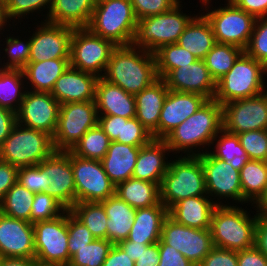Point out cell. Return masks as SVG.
<instances>
[{
  "mask_svg": "<svg viewBox=\"0 0 267 266\" xmlns=\"http://www.w3.org/2000/svg\"><path fill=\"white\" fill-rule=\"evenodd\" d=\"M75 182V204L102 202L115 194V184L105 173L102 162L81 158L70 151Z\"/></svg>",
  "mask_w": 267,
  "mask_h": 266,
  "instance_id": "14",
  "label": "cell"
},
{
  "mask_svg": "<svg viewBox=\"0 0 267 266\" xmlns=\"http://www.w3.org/2000/svg\"><path fill=\"white\" fill-rule=\"evenodd\" d=\"M69 210L91 231L95 239H106L108 217L100 202L76 203Z\"/></svg>",
  "mask_w": 267,
  "mask_h": 266,
  "instance_id": "40",
  "label": "cell"
},
{
  "mask_svg": "<svg viewBox=\"0 0 267 266\" xmlns=\"http://www.w3.org/2000/svg\"><path fill=\"white\" fill-rule=\"evenodd\" d=\"M177 44L202 60L216 44L212 26L201 11L186 26Z\"/></svg>",
  "mask_w": 267,
  "mask_h": 266,
  "instance_id": "33",
  "label": "cell"
},
{
  "mask_svg": "<svg viewBox=\"0 0 267 266\" xmlns=\"http://www.w3.org/2000/svg\"><path fill=\"white\" fill-rule=\"evenodd\" d=\"M48 176L37 166L20 167L17 182L32 193H47Z\"/></svg>",
  "mask_w": 267,
  "mask_h": 266,
  "instance_id": "51",
  "label": "cell"
},
{
  "mask_svg": "<svg viewBox=\"0 0 267 266\" xmlns=\"http://www.w3.org/2000/svg\"><path fill=\"white\" fill-rule=\"evenodd\" d=\"M97 123L95 100L60 105L57 128L52 137L55 151L71 150Z\"/></svg>",
  "mask_w": 267,
  "mask_h": 266,
  "instance_id": "11",
  "label": "cell"
},
{
  "mask_svg": "<svg viewBox=\"0 0 267 266\" xmlns=\"http://www.w3.org/2000/svg\"><path fill=\"white\" fill-rule=\"evenodd\" d=\"M102 78L135 95L158 79L155 55L133 44L118 45Z\"/></svg>",
  "mask_w": 267,
  "mask_h": 266,
  "instance_id": "2",
  "label": "cell"
},
{
  "mask_svg": "<svg viewBox=\"0 0 267 266\" xmlns=\"http://www.w3.org/2000/svg\"><path fill=\"white\" fill-rule=\"evenodd\" d=\"M1 266H39L35 258L4 257Z\"/></svg>",
  "mask_w": 267,
  "mask_h": 266,
  "instance_id": "64",
  "label": "cell"
},
{
  "mask_svg": "<svg viewBox=\"0 0 267 266\" xmlns=\"http://www.w3.org/2000/svg\"><path fill=\"white\" fill-rule=\"evenodd\" d=\"M4 259V256L0 253V266H1V262Z\"/></svg>",
  "mask_w": 267,
  "mask_h": 266,
  "instance_id": "68",
  "label": "cell"
},
{
  "mask_svg": "<svg viewBox=\"0 0 267 266\" xmlns=\"http://www.w3.org/2000/svg\"><path fill=\"white\" fill-rule=\"evenodd\" d=\"M266 90L267 67L244 51L228 73L216 81L213 99L224 105L259 95Z\"/></svg>",
  "mask_w": 267,
  "mask_h": 266,
  "instance_id": "5",
  "label": "cell"
},
{
  "mask_svg": "<svg viewBox=\"0 0 267 266\" xmlns=\"http://www.w3.org/2000/svg\"><path fill=\"white\" fill-rule=\"evenodd\" d=\"M98 77L71 66L56 80L52 96L60 103L95 100Z\"/></svg>",
  "mask_w": 267,
  "mask_h": 266,
  "instance_id": "23",
  "label": "cell"
},
{
  "mask_svg": "<svg viewBox=\"0 0 267 266\" xmlns=\"http://www.w3.org/2000/svg\"><path fill=\"white\" fill-rule=\"evenodd\" d=\"M100 203L108 217L106 239L113 244L127 239L133 226L136 209L115 194Z\"/></svg>",
  "mask_w": 267,
  "mask_h": 266,
  "instance_id": "31",
  "label": "cell"
},
{
  "mask_svg": "<svg viewBox=\"0 0 267 266\" xmlns=\"http://www.w3.org/2000/svg\"><path fill=\"white\" fill-rule=\"evenodd\" d=\"M35 194L16 182L0 203V212L6 216L30 222Z\"/></svg>",
  "mask_w": 267,
  "mask_h": 266,
  "instance_id": "39",
  "label": "cell"
},
{
  "mask_svg": "<svg viewBox=\"0 0 267 266\" xmlns=\"http://www.w3.org/2000/svg\"><path fill=\"white\" fill-rule=\"evenodd\" d=\"M19 28L24 29V30L23 31L19 30V31H21V32H19L16 29V25H12L10 28H8L7 32L3 33L0 36V48H1L0 49V68L23 70L29 61L30 35L27 34V31H28V29L26 30L27 27L24 28L20 25ZM10 29L12 31H13V29H14V31H16V30L17 31L12 32L13 33L12 34L10 32ZM18 32L23 33V34H20L21 35L20 36V35H18L19 34ZM14 33H17V35L15 36ZM24 33H25V36H24ZM22 37H24V38H22ZM1 42H3V43L1 44ZM1 46H3V47H1Z\"/></svg>",
  "mask_w": 267,
  "mask_h": 266,
  "instance_id": "34",
  "label": "cell"
},
{
  "mask_svg": "<svg viewBox=\"0 0 267 266\" xmlns=\"http://www.w3.org/2000/svg\"><path fill=\"white\" fill-rule=\"evenodd\" d=\"M12 26L6 17L4 2L0 0V36Z\"/></svg>",
  "mask_w": 267,
  "mask_h": 266,
  "instance_id": "66",
  "label": "cell"
},
{
  "mask_svg": "<svg viewBox=\"0 0 267 266\" xmlns=\"http://www.w3.org/2000/svg\"><path fill=\"white\" fill-rule=\"evenodd\" d=\"M160 263L158 266H195L177 249L165 244L161 239L158 241Z\"/></svg>",
  "mask_w": 267,
  "mask_h": 266,
  "instance_id": "54",
  "label": "cell"
},
{
  "mask_svg": "<svg viewBox=\"0 0 267 266\" xmlns=\"http://www.w3.org/2000/svg\"><path fill=\"white\" fill-rule=\"evenodd\" d=\"M223 129L231 134L267 130V90L222 105Z\"/></svg>",
  "mask_w": 267,
  "mask_h": 266,
  "instance_id": "17",
  "label": "cell"
},
{
  "mask_svg": "<svg viewBox=\"0 0 267 266\" xmlns=\"http://www.w3.org/2000/svg\"><path fill=\"white\" fill-rule=\"evenodd\" d=\"M265 164L267 165V156H266V159L264 160Z\"/></svg>",
  "mask_w": 267,
  "mask_h": 266,
  "instance_id": "69",
  "label": "cell"
},
{
  "mask_svg": "<svg viewBox=\"0 0 267 266\" xmlns=\"http://www.w3.org/2000/svg\"><path fill=\"white\" fill-rule=\"evenodd\" d=\"M168 87L163 79L158 78L150 86L135 94L136 118L158 139V123Z\"/></svg>",
  "mask_w": 267,
  "mask_h": 266,
  "instance_id": "26",
  "label": "cell"
},
{
  "mask_svg": "<svg viewBox=\"0 0 267 266\" xmlns=\"http://www.w3.org/2000/svg\"><path fill=\"white\" fill-rule=\"evenodd\" d=\"M17 123L16 113L0 107V146L10 135L11 130Z\"/></svg>",
  "mask_w": 267,
  "mask_h": 266,
  "instance_id": "60",
  "label": "cell"
},
{
  "mask_svg": "<svg viewBox=\"0 0 267 266\" xmlns=\"http://www.w3.org/2000/svg\"><path fill=\"white\" fill-rule=\"evenodd\" d=\"M35 259L39 266L68 265V210L52 220L33 224Z\"/></svg>",
  "mask_w": 267,
  "mask_h": 266,
  "instance_id": "10",
  "label": "cell"
},
{
  "mask_svg": "<svg viewBox=\"0 0 267 266\" xmlns=\"http://www.w3.org/2000/svg\"><path fill=\"white\" fill-rule=\"evenodd\" d=\"M95 0H53L46 22L74 28L89 25Z\"/></svg>",
  "mask_w": 267,
  "mask_h": 266,
  "instance_id": "30",
  "label": "cell"
},
{
  "mask_svg": "<svg viewBox=\"0 0 267 266\" xmlns=\"http://www.w3.org/2000/svg\"><path fill=\"white\" fill-rule=\"evenodd\" d=\"M30 31V56L28 62L50 59H70V43L74 27L38 21ZM39 23H37V22ZM37 24V25H36ZM35 30V31H34ZM33 32V33H32Z\"/></svg>",
  "mask_w": 267,
  "mask_h": 266,
  "instance_id": "15",
  "label": "cell"
},
{
  "mask_svg": "<svg viewBox=\"0 0 267 266\" xmlns=\"http://www.w3.org/2000/svg\"><path fill=\"white\" fill-rule=\"evenodd\" d=\"M209 152L216 158L229 162L230 165L241 170L250 160L241 146L239 137L222 129L213 139Z\"/></svg>",
  "mask_w": 267,
  "mask_h": 266,
  "instance_id": "38",
  "label": "cell"
},
{
  "mask_svg": "<svg viewBox=\"0 0 267 266\" xmlns=\"http://www.w3.org/2000/svg\"><path fill=\"white\" fill-rule=\"evenodd\" d=\"M95 103L98 115L136 117L135 96L102 77L96 83Z\"/></svg>",
  "mask_w": 267,
  "mask_h": 266,
  "instance_id": "25",
  "label": "cell"
},
{
  "mask_svg": "<svg viewBox=\"0 0 267 266\" xmlns=\"http://www.w3.org/2000/svg\"><path fill=\"white\" fill-rule=\"evenodd\" d=\"M99 127L109 137L110 141L121 138L122 117L114 115H98Z\"/></svg>",
  "mask_w": 267,
  "mask_h": 266,
  "instance_id": "56",
  "label": "cell"
},
{
  "mask_svg": "<svg viewBox=\"0 0 267 266\" xmlns=\"http://www.w3.org/2000/svg\"><path fill=\"white\" fill-rule=\"evenodd\" d=\"M255 246L267 257V218L257 219Z\"/></svg>",
  "mask_w": 267,
  "mask_h": 266,
  "instance_id": "62",
  "label": "cell"
},
{
  "mask_svg": "<svg viewBox=\"0 0 267 266\" xmlns=\"http://www.w3.org/2000/svg\"><path fill=\"white\" fill-rule=\"evenodd\" d=\"M237 266H267V257L256 247L237 251Z\"/></svg>",
  "mask_w": 267,
  "mask_h": 266,
  "instance_id": "57",
  "label": "cell"
},
{
  "mask_svg": "<svg viewBox=\"0 0 267 266\" xmlns=\"http://www.w3.org/2000/svg\"><path fill=\"white\" fill-rule=\"evenodd\" d=\"M181 0H131L138 21L142 18L162 14L171 10Z\"/></svg>",
  "mask_w": 267,
  "mask_h": 266,
  "instance_id": "52",
  "label": "cell"
},
{
  "mask_svg": "<svg viewBox=\"0 0 267 266\" xmlns=\"http://www.w3.org/2000/svg\"><path fill=\"white\" fill-rule=\"evenodd\" d=\"M252 207L258 217L267 218V186L264 188L263 193L252 204Z\"/></svg>",
  "mask_w": 267,
  "mask_h": 266,
  "instance_id": "65",
  "label": "cell"
},
{
  "mask_svg": "<svg viewBox=\"0 0 267 266\" xmlns=\"http://www.w3.org/2000/svg\"><path fill=\"white\" fill-rule=\"evenodd\" d=\"M243 205L250 206L267 186V165L262 160H249L240 170Z\"/></svg>",
  "mask_w": 267,
  "mask_h": 266,
  "instance_id": "37",
  "label": "cell"
},
{
  "mask_svg": "<svg viewBox=\"0 0 267 266\" xmlns=\"http://www.w3.org/2000/svg\"><path fill=\"white\" fill-rule=\"evenodd\" d=\"M70 59L28 62L23 69L27 90L51 92L56 80L68 69Z\"/></svg>",
  "mask_w": 267,
  "mask_h": 266,
  "instance_id": "32",
  "label": "cell"
},
{
  "mask_svg": "<svg viewBox=\"0 0 267 266\" xmlns=\"http://www.w3.org/2000/svg\"><path fill=\"white\" fill-rule=\"evenodd\" d=\"M31 207L30 222L32 224L55 219L67 210L60 202L47 193H35Z\"/></svg>",
  "mask_w": 267,
  "mask_h": 266,
  "instance_id": "46",
  "label": "cell"
},
{
  "mask_svg": "<svg viewBox=\"0 0 267 266\" xmlns=\"http://www.w3.org/2000/svg\"><path fill=\"white\" fill-rule=\"evenodd\" d=\"M37 166L49 178L47 194L54 197L67 210L75 205V182L70 150L54 151Z\"/></svg>",
  "mask_w": 267,
  "mask_h": 266,
  "instance_id": "19",
  "label": "cell"
},
{
  "mask_svg": "<svg viewBox=\"0 0 267 266\" xmlns=\"http://www.w3.org/2000/svg\"><path fill=\"white\" fill-rule=\"evenodd\" d=\"M250 206L247 208L243 205L242 208L241 205H226L214 208L210 231L215 247L239 251L255 246L258 216L252 211V204Z\"/></svg>",
  "mask_w": 267,
  "mask_h": 266,
  "instance_id": "3",
  "label": "cell"
},
{
  "mask_svg": "<svg viewBox=\"0 0 267 266\" xmlns=\"http://www.w3.org/2000/svg\"><path fill=\"white\" fill-rule=\"evenodd\" d=\"M54 151L51 135L16 123L0 146V160L18 168L35 166Z\"/></svg>",
  "mask_w": 267,
  "mask_h": 266,
  "instance_id": "9",
  "label": "cell"
},
{
  "mask_svg": "<svg viewBox=\"0 0 267 266\" xmlns=\"http://www.w3.org/2000/svg\"><path fill=\"white\" fill-rule=\"evenodd\" d=\"M244 51L267 67V16L256 19L249 44Z\"/></svg>",
  "mask_w": 267,
  "mask_h": 266,
  "instance_id": "48",
  "label": "cell"
},
{
  "mask_svg": "<svg viewBox=\"0 0 267 266\" xmlns=\"http://www.w3.org/2000/svg\"><path fill=\"white\" fill-rule=\"evenodd\" d=\"M137 23L131 0H103L95 4L87 28L116 46L131 45Z\"/></svg>",
  "mask_w": 267,
  "mask_h": 266,
  "instance_id": "6",
  "label": "cell"
},
{
  "mask_svg": "<svg viewBox=\"0 0 267 266\" xmlns=\"http://www.w3.org/2000/svg\"><path fill=\"white\" fill-rule=\"evenodd\" d=\"M199 1H200L199 4H202V3H205V2H208V1H212V0H199Z\"/></svg>",
  "mask_w": 267,
  "mask_h": 266,
  "instance_id": "67",
  "label": "cell"
},
{
  "mask_svg": "<svg viewBox=\"0 0 267 266\" xmlns=\"http://www.w3.org/2000/svg\"><path fill=\"white\" fill-rule=\"evenodd\" d=\"M52 1L53 0H4L3 2L7 19L12 25H16L19 30L18 24L20 23L21 25V22H23L25 18L28 20L31 19L32 21L35 15L36 18L39 17L38 19L43 17V19H40L41 22L46 21ZM43 12L45 14H43Z\"/></svg>",
  "mask_w": 267,
  "mask_h": 266,
  "instance_id": "41",
  "label": "cell"
},
{
  "mask_svg": "<svg viewBox=\"0 0 267 266\" xmlns=\"http://www.w3.org/2000/svg\"><path fill=\"white\" fill-rule=\"evenodd\" d=\"M113 245L107 239H94L71 256L68 266H102Z\"/></svg>",
  "mask_w": 267,
  "mask_h": 266,
  "instance_id": "45",
  "label": "cell"
},
{
  "mask_svg": "<svg viewBox=\"0 0 267 266\" xmlns=\"http://www.w3.org/2000/svg\"><path fill=\"white\" fill-rule=\"evenodd\" d=\"M60 103L50 92L27 90L19 110L17 123L41 130L53 137L57 128Z\"/></svg>",
  "mask_w": 267,
  "mask_h": 266,
  "instance_id": "18",
  "label": "cell"
},
{
  "mask_svg": "<svg viewBox=\"0 0 267 266\" xmlns=\"http://www.w3.org/2000/svg\"><path fill=\"white\" fill-rule=\"evenodd\" d=\"M237 7L257 18L267 16V0H231Z\"/></svg>",
  "mask_w": 267,
  "mask_h": 266,
  "instance_id": "58",
  "label": "cell"
},
{
  "mask_svg": "<svg viewBox=\"0 0 267 266\" xmlns=\"http://www.w3.org/2000/svg\"><path fill=\"white\" fill-rule=\"evenodd\" d=\"M208 99L196 93L169 90L164 100L158 123V139H164L172 130L194 114Z\"/></svg>",
  "mask_w": 267,
  "mask_h": 266,
  "instance_id": "22",
  "label": "cell"
},
{
  "mask_svg": "<svg viewBox=\"0 0 267 266\" xmlns=\"http://www.w3.org/2000/svg\"><path fill=\"white\" fill-rule=\"evenodd\" d=\"M110 142L109 137L97 124L89 129L70 151L81 158L101 161Z\"/></svg>",
  "mask_w": 267,
  "mask_h": 266,
  "instance_id": "44",
  "label": "cell"
},
{
  "mask_svg": "<svg viewBox=\"0 0 267 266\" xmlns=\"http://www.w3.org/2000/svg\"><path fill=\"white\" fill-rule=\"evenodd\" d=\"M68 249L70 257L95 238L91 231L68 210Z\"/></svg>",
  "mask_w": 267,
  "mask_h": 266,
  "instance_id": "50",
  "label": "cell"
},
{
  "mask_svg": "<svg viewBox=\"0 0 267 266\" xmlns=\"http://www.w3.org/2000/svg\"><path fill=\"white\" fill-rule=\"evenodd\" d=\"M0 253L4 257L35 258L33 224L0 212Z\"/></svg>",
  "mask_w": 267,
  "mask_h": 266,
  "instance_id": "20",
  "label": "cell"
},
{
  "mask_svg": "<svg viewBox=\"0 0 267 266\" xmlns=\"http://www.w3.org/2000/svg\"><path fill=\"white\" fill-rule=\"evenodd\" d=\"M243 52L242 48L231 44L216 43L213 46L203 60L215 82L228 73Z\"/></svg>",
  "mask_w": 267,
  "mask_h": 266,
  "instance_id": "42",
  "label": "cell"
},
{
  "mask_svg": "<svg viewBox=\"0 0 267 266\" xmlns=\"http://www.w3.org/2000/svg\"><path fill=\"white\" fill-rule=\"evenodd\" d=\"M18 167L0 160V203L7 191L17 182Z\"/></svg>",
  "mask_w": 267,
  "mask_h": 266,
  "instance_id": "55",
  "label": "cell"
},
{
  "mask_svg": "<svg viewBox=\"0 0 267 266\" xmlns=\"http://www.w3.org/2000/svg\"><path fill=\"white\" fill-rule=\"evenodd\" d=\"M168 209L159 202L148 208L136 209L133 226L127 240L142 244H154L161 238L162 225Z\"/></svg>",
  "mask_w": 267,
  "mask_h": 266,
  "instance_id": "28",
  "label": "cell"
},
{
  "mask_svg": "<svg viewBox=\"0 0 267 266\" xmlns=\"http://www.w3.org/2000/svg\"><path fill=\"white\" fill-rule=\"evenodd\" d=\"M250 160L264 161L267 156V130L246 131L237 134Z\"/></svg>",
  "mask_w": 267,
  "mask_h": 266,
  "instance_id": "49",
  "label": "cell"
},
{
  "mask_svg": "<svg viewBox=\"0 0 267 266\" xmlns=\"http://www.w3.org/2000/svg\"><path fill=\"white\" fill-rule=\"evenodd\" d=\"M217 205L208 196H195L175 203L168 215L177 223L198 229H210L211 216Z\"/></svg>",
  "mask_w": 267,
  "mask_h": 266,
  "instance_id": "27",
  "label": "cell"
},
{
  "mask_svg": "<svg viewBox=\"0 0 267 266\" xmlns=\"http://www.w3.org/2000/svg\"><path fill=\"white\" fill-rule=\"evenodd\" d=\"M117 245L130 257L131 260L135 261L139 258L143 248H147L151 244H142L125 239L117 243Z\"/></svg>",
  "mask_w": 267,
  "mask_h": 266,
  "instance_id": "63",
  "label": "cell"
},
{
  "mask_svg": "<svg viewBox=\"0 0 267 266\" xmlns=\"http://www.w3.org/2000/svg\"><path fill=\"white\" fill-rule=\"evenodd\" d=\"M160 239L177 249L195 266H199L214 247L210 229L184 226L169 215L163 222Z\"/></svg>",
  "mask_w": 267,
  "mask_h": 266,
  "instance_id": "16",
  "label": "cell"
},
{
  "mask_svg": "<svg viewBox=\"0 0 267 266\" xmlns=\"http://www.w3.org/2000/svg\"><path fill=\"white\" fill-rule=\"evenodd\" d=\"M26 91L23 70L0 68V107L17 113Z\"/></svg>",
  "mask_w": 267,
  "mask_h": 266,
  "instance_id": "36",
  "label": "cell"
},
{
  "mask_svg": "<svg viewBox=\"0 0 267 266\" xmlns=\"http://www.w3.org/2000/svg\"><path fill=\"white\" fill-rule=\"evenodd\" d=\"M153 139L152 134L136 118H123L121 138L115 141L122 144L142 147L147 145Z\"/></svg>",
  "mask_w": 267,
  "mask_h": 266,
  "instance_id": "47",
  "label": "cell"
},
{
  "mask_svg": "<svg viewBox=\"0 0 267 266\" xmlns=\"http://www.w3.org/2000/svg\"><path fill=\"white\" fill-rule=\"evenodd\" d=\"M199 158L205 172L207 195L213 202L217 206H243L240 171L229 162L214 157L209 151L199 155Z\"/></svg>",
  "mask_w": 267,
  "mask_h": 266,
  "instance_id": "13",
  "label": "cell"
},
{
  "mask_svg": "<svg viewBox=\"0 0 267 266\" xmlns=\"http://www.w3.org/2000/svg\"><path fill=\"white\" fill-rule=\"evenodd\" d=\"M237 251L213 247L199 266H237Z\"/></svg>",
  "mask_w": 267,
  "mask_h": 266,
  "instance_id": "53",
  "label": "cell"
},
{
  "mask_svg": "<svg viewBox=\"0 0 267 266\" xmlns=\"http://www.w3.org/2000/svg\"><path fill=\"white\" fill-rule=\"evenodd\" d=\"M160 263L158 242L143 248L134 266H158Z\"/></svg>",
  "mask_w": 267,
  "mask_h": 266,
  "instance_id": "61",
  "label": "cell"
},
{
  "mask_svg": "<svg viewBox=\"0 0 267 266\" xmlns=\"http://www.w3.org/2000/svg\"><path fill=\"white\" fill-rule=\"evenodd\" d=\"M158 78L163 79L171 70L192 64L198 58L177 43L161 46L154 52Z\"/></svg>",
  "mask_w": 267,
  "mask_h": 266,
  "instance_id": "43",
  "label": "cell"
},
{
  "mask_svg": "<svg viewBox=\"0 0 267 266\" xmlns=\"http://www.w3.org/2000/svg\"><path fill=\"white\" fill-rule=\"evenodd\" d=\"M163 80L169 90L196 93L208 100L214 98L216 91V82L202 59L171 70Z\"/></svg>",
  "mask_w": 267,
  "mask_h": 266,
  "instance_id": "21",
  "label": "cell"
},
{
  "mask_svg": "<svg viewBox=\"0 0 267 266\" xmlns=\"http://www.w3.org/2000/svg\"><path fill=\"white\" fill-rule=\"evenodd\" d=\"M211 3L212 1H208L199 6L212 26L216 43L231 44L245 50L256 18L237 7L231 0H224V4L221 2L222 6L219 3L218 7Z\"/></svg>",
  "mask_w": 267,
  "mask_h": 266,
  "instance_id": "8",
  "label": "cell"
},
{
  "mask_svg": "<svg viewBox=\"0 0 267 266\" xmlns=\"http://www.w3.org/2000/svg\"><path fill=\"white\" fill-rule=\"evenodd\" d=\"M170 153L164 140L152 139L147 145L140 147L132 177L160 185L173 156Z\"/></svg>",
  "mask_w": 267,
  "mask_h": 266,
  "instance_id": "24",
  "label": "cell"
},
{
  "mask_svg": "<svg viewBox=\"0 0 267 266\" xmlns=\"http://www.w3.org/2000/svg\"><path fill=\"white\" fill-rule=\"evenodd\" d=\"M115 47L111 40L92 33L87 27L74 28L70 43V66L100 78Z\"/></svg>",
  "mask_w": 267,
  "mask_h": 266,
  "instance_id": "12",
  "label": "cell"
},
{
  "mask_svg": "<svg viewBox=\"0 0 267 266\" xmlns=\"http://www.w3.org/2000/svg\"><path fill=\"white\" fill-rule=\"evenodd\" d=\"M182 1L167 12L140 19L132 44L154 53L163 45L177 43L186 26L196 16L192 11L186 9L187 13L190 12L187 14L182 10Z\"/></svg>",
  "mask_w": 267,
  "mask_h": 266,
  "instance_id": "7",
  "label": "cell"
},
{
  "mask_svg": "<svg viewBox=\"0 0 267 266\" xmlns=\"http://www.w3.org/2000/svg\"><path fill=\"white\" fill-rule=\"evenodd\" d=\"M159 189L160 202L168 210L182 199L207 195L205 172L199 156H173Z\"/></svg>",
  "mask_w": 267,
  "mask_h": 266,
  "instance_id": "4",
  "label": "cell"
},
{
  "mask_svg": "<svg viewBox=\"0 0 267 266\" xmlns=\"http://www.w3.org/2000/svg\"><path fill=\"white\" fill-rule=\"evenodd\" d=\"M159 186L131 177L116 185L115 195L135 209L148 208L160 202Z\"/></svg>",
  "mask_w": 267,
  "mask_h": 266,
  "instance_id": "35",
  "label": "cell"
},
{
  "mask_svg": "<svg viewBox=\"0 0 267 266\" xmlns=\"http://www.w3.org/2000/svg\"><path fill=\"white\" fill-rule=\"evenodd\" d=\"M222 129V105L210 99L163 140L173 156H199L210 150Z\"/></svg>",
  "mask_w": 267,
  "mask_h": 266,
  "instance_id": "1",
  "label": "cell"
},
{
  "mask_svg": "<svg viewBox=\"0 0 267 266\" xmlns=\"http://www.w3.org/2000/svg\"><path fill=\"white\" fill-rule=\"evenodd\" d=\"M135 261L117 245L114 244L102 266H134Z\"/></svg>",
  "mask_w": 267,
  "mask_h": 266,
  "instance_id": "59",
  "label": "cell"
},
{
  "mask_svg": "<svg viewBox=\"0 0 267 266\" xmlns=\"http://www.w3.org/2000/svg\"><path fill=\"white\" fill-rule=\"evenodd\" d=\"M140 147L111 141L101 162L115 186L132 177Z\"/></svg>",
  "mask_w": 267,
  "mask_h": 266,
  "instance_id": "29",
  "label": "cell"
}]
</instances>
